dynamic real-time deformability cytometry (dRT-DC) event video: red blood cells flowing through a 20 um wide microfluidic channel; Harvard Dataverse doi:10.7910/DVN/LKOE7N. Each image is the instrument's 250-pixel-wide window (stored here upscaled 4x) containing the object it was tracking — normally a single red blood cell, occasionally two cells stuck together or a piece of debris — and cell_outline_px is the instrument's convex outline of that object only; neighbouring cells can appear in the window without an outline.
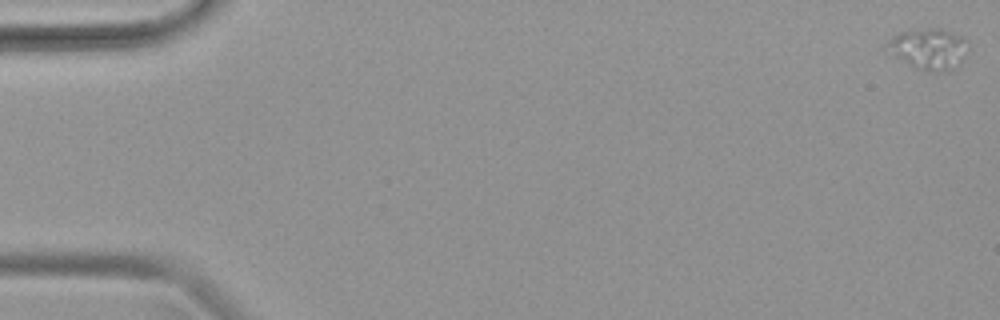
{"species": "common noctule bat (a hibernating species)", "species_latin": "Nyctalus noctula", "temperature_condition": "warm", "stored_images_in_passage": 48, "camera_frame_rate_fps": 3000, "um_per_image_px": 0.085, "animal": {"sex": "female", "body_mass_g": 19.9}, "frame": {"image": 1, "passage_image": 1, "time_ms": 0.0, "image_size_px": [1000, 320], "cell_outline_px": [[968, 48], [952, 68], [948, 72], [928, 72], [916, 68], [884, 56], [880, 48], [888, 40], [900, 32], [928, 28], [940, 28], [964, 36], [968, 40]], "centroid_in_image_um": [78.77, 4.17], "position_along_channel_um": 6.2, "area_um2": 20.23}}
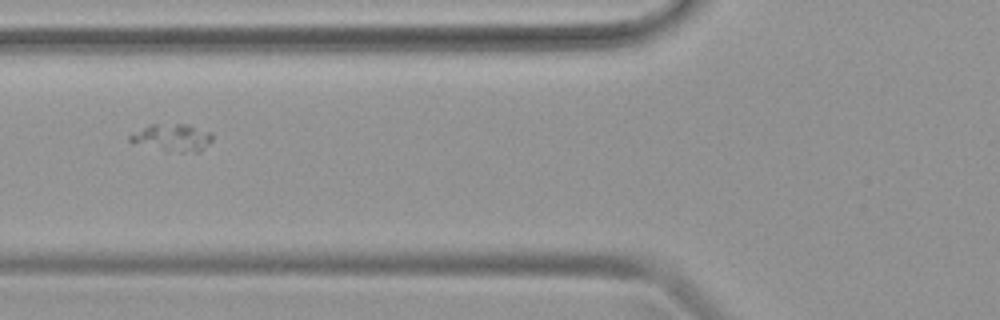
{"frame": {"image": 2, "passage_image": 19, "time_ms": 6.0, "image_size_px": [1000, 320], "cell_outline_px": [[212, 140], [200, 152], [168, 152], [132, 144], [128, 140], [128, 136], [152, 124], [188, 124], [212, 132]], "centroid_in_image_um": [14.64, 11.72], "position_along_channel_um": 111.2, "area_um2": 13.41}}
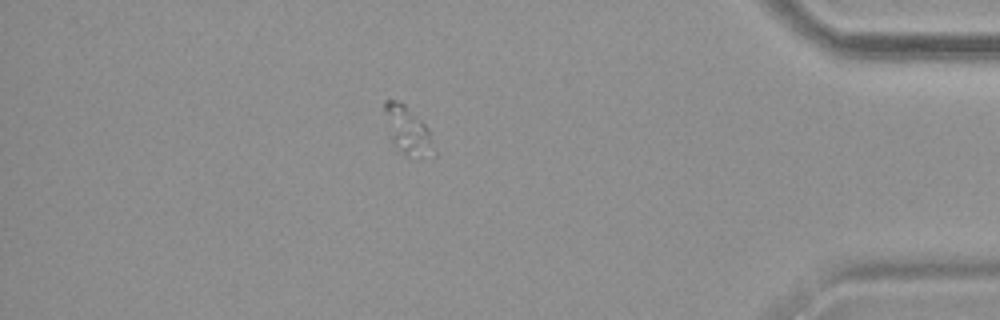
{"frame": {"image": 3, "passage_image": 42, "time_ms": 13.667, "image_size_px": [1000, 320], "cell_outline_px": [[436, 156], [420, 156], [404, 152], [392, 144], [384, 108], [384, 100], [396, 100], [404, 104], [428, 128], [436, 152]], "centroid_in_image_um": [34.68, 11.07], "position_along_channel_um": 400.5, "area_um2": 13.18}}